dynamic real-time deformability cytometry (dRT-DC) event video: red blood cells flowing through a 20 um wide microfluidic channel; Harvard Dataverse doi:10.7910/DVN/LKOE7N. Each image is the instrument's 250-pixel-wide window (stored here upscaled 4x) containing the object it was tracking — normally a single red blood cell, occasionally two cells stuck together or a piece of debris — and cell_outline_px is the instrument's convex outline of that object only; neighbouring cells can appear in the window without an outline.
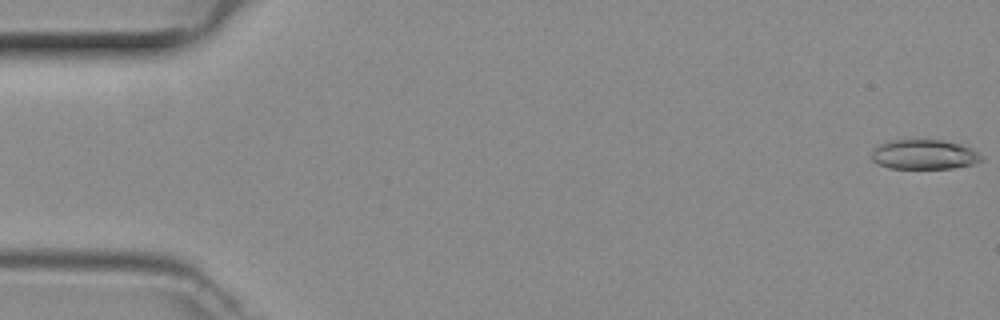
{"species": "common noctule bat (a hibernating species)", "species_latin": "Nyctalus noctula", "temperature_condition": "room temperature", "stored_images_in_passage": 49, "camera_frame_rate_fps": 3000, "um_per_image_px": 0.085, "animal": {"sex": "female", "body_mass_g": 29.2, "forearm_length_mm": 56.3}, "frame": {"image": 1, "passage_image": 1, "time_ms": 0.0, "image_size_px": [1000, 320], "cell_outline_px": [[984, 156], [980, 160], [972, 164], [952, 168], [888, 168], [876, 164], [872, 160], [872, 152], [880, 144], [888, 140], [944, 140], [960, 144], [972, 148]], "centroid_in_image_um": [78.55, 13.13], "position_along_channel_um": 6.5, "area_um2": 19.02}}
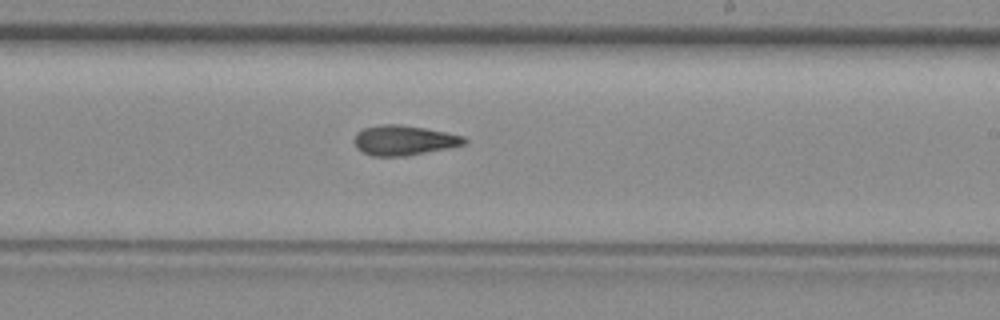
{"frame": {"image": 2, "passage_image": 29, "time_ms": 9.333, "image_size_px": [1000, 320], "cell_outline_px": [[468, 144], [448, 148], [404, 156], [372, 156], [356, 148], [352, 140], [356, 132], [364, 128], [384, 124], [400, 124], [424, 128], [464, 136], [468, 140]], "centroid_in_image_um": [34.32, 11.92], "position_along_channel_um": 254.7, "area_um2": 19.25}}
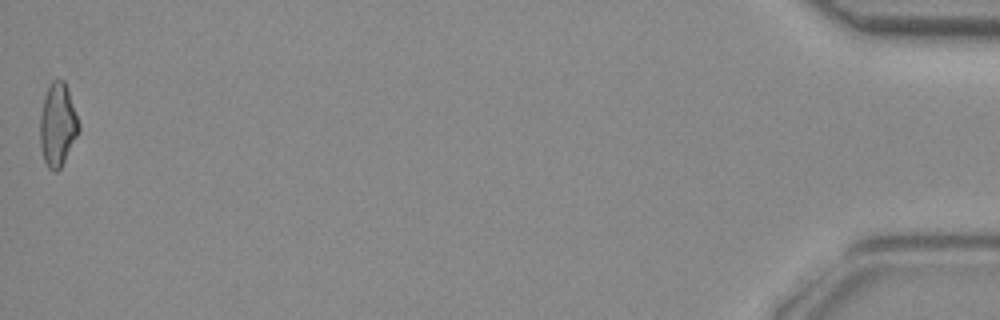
{"frame": {"image": 3, "passage_image": 49, "time_ms": 16.0, "image_size_px": [1000, 320], "cell_outline_px": [[80, 128], [60, 168], [56, 172], [52, 172], [48, 168], [44, 160], [40, 148], [40, 112], [44, 96], [48, 84], [52, 80], [64, 80], [80, 124]], "centroid_in_image_um": [4.87, 10.6], "position_along_channel_um": 430.3, "area_um2": 18.67}}